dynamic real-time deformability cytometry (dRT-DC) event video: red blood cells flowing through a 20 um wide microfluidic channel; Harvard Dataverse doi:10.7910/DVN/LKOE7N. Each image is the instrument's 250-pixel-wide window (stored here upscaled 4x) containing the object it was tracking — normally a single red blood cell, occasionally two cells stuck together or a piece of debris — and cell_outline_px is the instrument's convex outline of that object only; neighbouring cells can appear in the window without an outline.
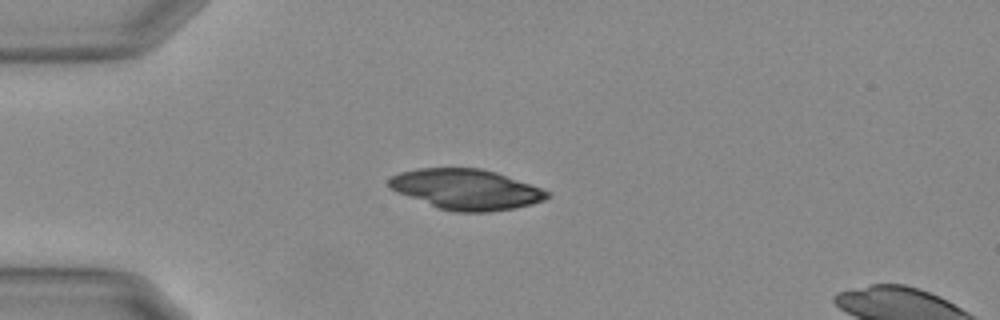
{"species": "Egyptian fruit bat (a non-hibernating species)", "species_latin": "Rousettus aegyptiacus", "temperature_condition": "warm", "stored_images_in_passage": 41, "camera_frame_rate_fps": 3000, "um_per_image_px": 0.085, "animal": {"sex": "female"}, "frame": {"image": 1, "passage_image": 1, "time_ms": 0.0, "image_size_px": [1000, 320], "cell_outline_px": [[552, 196], [544, 200], [532, 204], [512, 208], [488, 212], [452, 212], [440, 208], [396, 192], [388, 184], [388, 180], [392, 176], [400, 172], [420, 168], [480, 168], [496, 172], [552, 192]], "centroid_in_image_um": [39.65, 16.09], "position_along_channel_um": 45.4, "area_um2": 37.05}}
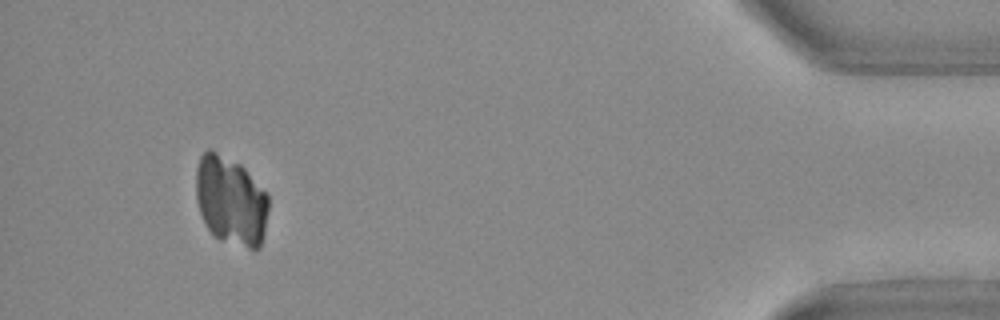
{"frame": {"image": 2, "passage_image": 38, "time_ms": 12.333, "image_size_px": [1000, 320], "cell_outline_px": [[268, 208], [264, 232], [260, 248], [256, 252], [220, 240], [208, 228], [200, 212], [196, 200], [196, 168], [200, 156], [208, 148], [212, 148], [240, 164], [244, 168], [268, 196]], "centroid_in_image_um": [19.61, 17.07], "position_along_channel_um": 415.6, "area_um2": 37.8}}